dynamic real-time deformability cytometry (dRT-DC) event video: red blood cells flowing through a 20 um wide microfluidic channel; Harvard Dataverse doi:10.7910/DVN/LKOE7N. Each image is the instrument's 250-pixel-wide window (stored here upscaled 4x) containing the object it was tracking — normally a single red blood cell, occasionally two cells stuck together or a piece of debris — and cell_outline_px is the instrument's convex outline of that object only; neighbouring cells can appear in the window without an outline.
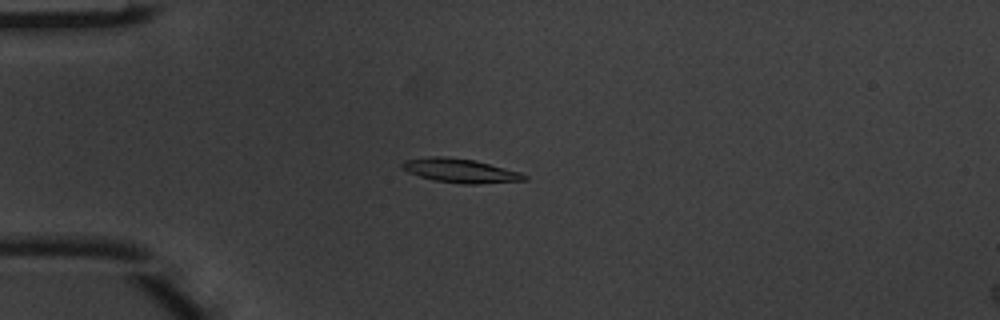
{"species": "common noctule bat (a hibernating species)", "species_latin": "Nyctalus noctula", "temperature_condition": "warm", "stored_images_in_passage": 4, "camera_frame_rate_fps": 3000, "um_per_image_px": 0.085, "animal": {"sex": "male", "body_mass_g": 20.1, "forearm_length_mm": 53.5}, "frame": {"image": 1, "passage_image": 3, "time_ms": 0.667, "image_size_px": [1000, 320], "cell_outline_px": [[528, 180], [476, 184], [464, 184], [436, 180], [420, 176], [408, 172], [400, 164], [404, 160], [432, 156], [444, 156], [476, 160], [520, 172], [528, 176]], "centroid_in_image_um": [39.16, 14.5], "position_along_channel_um": 45.8, "area_um2": 16.99}}